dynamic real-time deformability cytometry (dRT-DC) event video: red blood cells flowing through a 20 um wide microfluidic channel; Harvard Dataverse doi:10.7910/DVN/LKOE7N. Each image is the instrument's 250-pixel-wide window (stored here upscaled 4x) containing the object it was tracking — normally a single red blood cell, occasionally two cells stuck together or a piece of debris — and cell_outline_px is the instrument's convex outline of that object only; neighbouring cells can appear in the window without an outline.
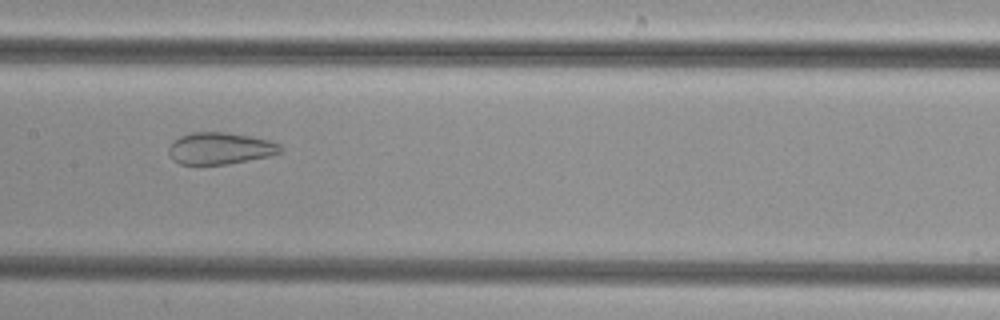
{"species": "common noctule bat (a hibernating species)", "species_latin": "Nyctalus noctula", "temperature_condition": "cold", "stored_images_in_passage": 38, "camera_frame_rate_fps": 3000, "um_per_image_px": 0.085, "animal": {"sex": "female", "body_mass_g": 29.2, "forearm_length_mm": 56.3}, "frame": {"image": 1, "passage_image": 13, "time_ms": 4.0, "image_size_px": [1000, 320], "cell_outline_px": [[284, 148], [280, 152], [268, 156], [228, 164], [180, 164], [172, 160], [168, 152], [168, 148], [172, 140], [180, 136], [192, 132], [224, 132], [252, 136], [272, 140], [280, 144]], "centroid_in_image_um": [18.7, 12.6], "position_along_channel_um": 188.7, "area_um2": 20.92}}
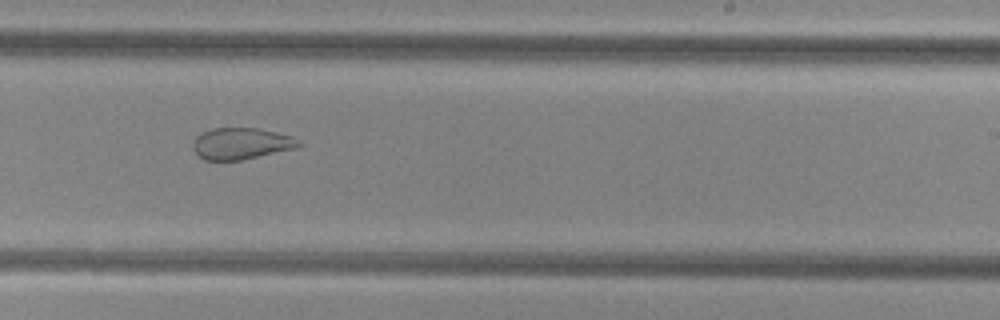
{"frame": {"image": 2, "passage_image": 19, "time_ms": 6.0, "image_size_px": [1000, 320], "cell_outline_px": [[304, 144], [296, 148], [240, 160], [204, 160], [192, 148], [192, 144], [196, 136], [212, 128], [260, 128], [292, 136], [300, 140]], "centroid_in_image_um": [20.53, 12.19], "position_along_channel_um": 268.5, "area_um2": 19.42}}
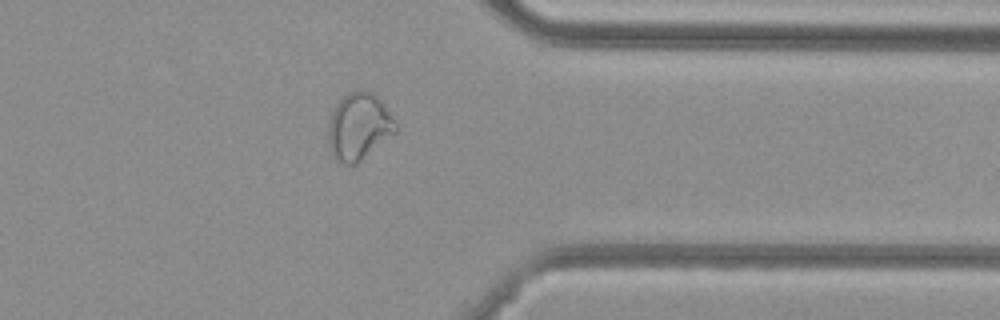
{"frame": {"image": 3, "passage_image": 28, "time_ms": 9.0, "image_size_px": [1000, 320], "cell_outline_px": [[400, 132], [356, 164], [344, 164], [336, 160], [332, 156], [328, 148], [328, 120], [336, 104], [348, 92], [356, 88], [364, 88], [376, 92], [396, 120], [400, 128]], "centroid_in_image_um": [30.56, 10.73], "position_along_channel_um": 380.8, "area_um2": 27.63}}